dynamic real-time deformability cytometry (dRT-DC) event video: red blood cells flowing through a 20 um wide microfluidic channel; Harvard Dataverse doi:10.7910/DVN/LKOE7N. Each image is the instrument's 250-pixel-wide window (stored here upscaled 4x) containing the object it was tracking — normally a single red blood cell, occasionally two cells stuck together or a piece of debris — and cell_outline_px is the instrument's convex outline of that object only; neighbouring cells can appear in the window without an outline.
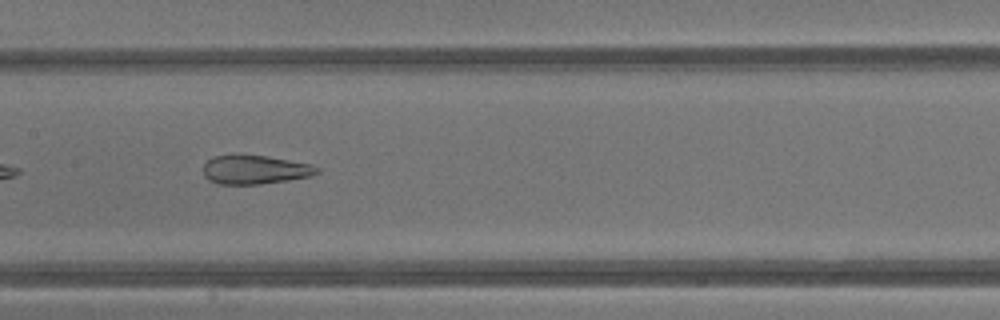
{"species": "common noctule bat (a hibernating species)", "species_latin": "Nyctalus noctula", "temperature_condition": "warm", "stored_images_in_passage": 19, "camera_frame_rate_fps": 3000, "um_per_image_px": 0.085, "animal": {"sex": "male", "body_mass_g": 13.3}, "frame": {"image": 1, "passage_image": 9, "time_ms": 2.667, "image_size_px": [1000, 320], "cell_outline_px": [[320, 172], [312, 176], [288, 180], [260, 184], [220, 184], [208, 180], [204, 176], [204, 164], [212, 156], [232, 152], [236, 152], [268, 156], [312, 164], [320, 168]], "centroid_in_image_um": [21.65, 14.38], "position_along_channel_um": 185.8, "area_um2": 19.88}}
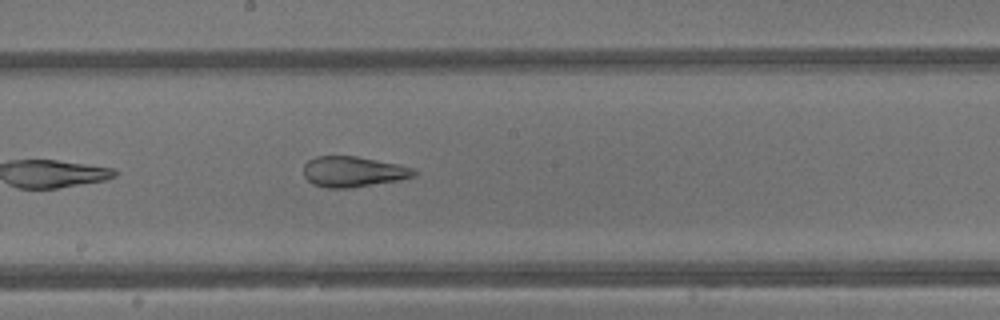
{"frame": {"image": 2, "passage_image": 11, "time_ms": 3.333, "image_size_px": [1000, 320], "cell_outline_px": [[416, 176], [400, 180], [348, 188], [328, 188], [312, 184], [304, 176], [304, 164], [308, 160], [316, 156], [356, 156], [396, 164], [412, 168], [416, 172]], "centroid_in_image_um": [29.99, 14.59], "position_along_channel_um": 218.2, "area_um2": 19.54}}
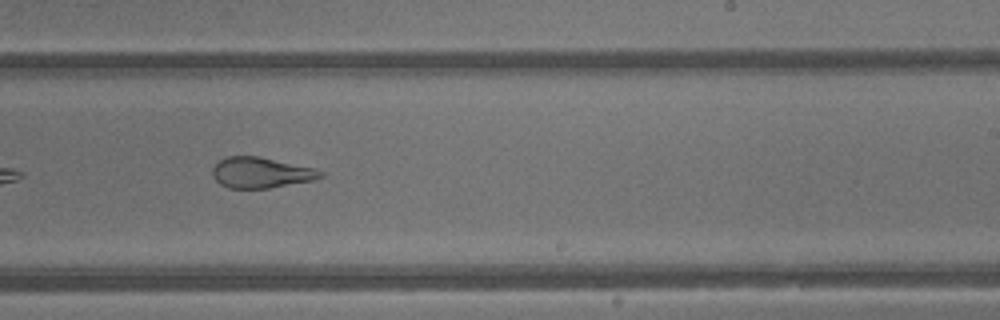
{"frame": {"image": 3, "passage_image": 14, "time_ms": 4.333, "image_size_px": [1000, 320], "cell_outline_px": [[324, 176], [312, 180], [268, 188], [228, 188], [220, 184], [212, 176], [212, 168], [224, 156], [256, 156], [316, 168], [324, 172]], "centroid_in_image_um": [22.16, 14.67], "position_along_channel_um": 266.8, "area_um2": 19.25}}